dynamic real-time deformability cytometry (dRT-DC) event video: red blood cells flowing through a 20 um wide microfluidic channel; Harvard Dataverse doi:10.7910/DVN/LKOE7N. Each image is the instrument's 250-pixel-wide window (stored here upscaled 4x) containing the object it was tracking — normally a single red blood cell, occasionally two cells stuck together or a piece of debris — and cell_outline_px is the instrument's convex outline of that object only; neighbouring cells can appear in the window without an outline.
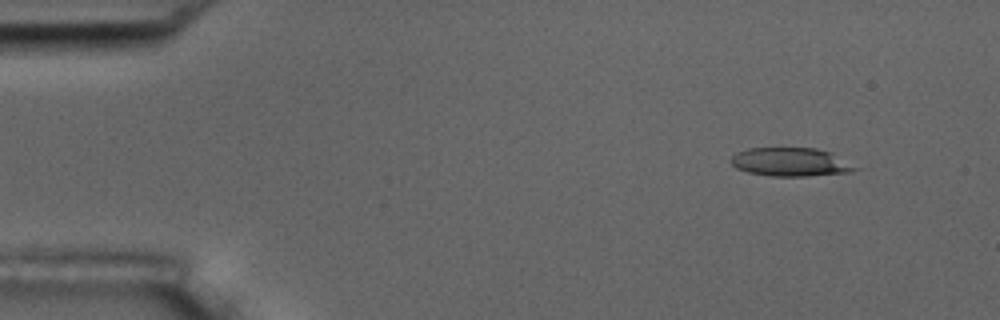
{"species": "common noctule bat (a hibernating species)", "species_latin": "Nyctalus noctula", "temperature_condition": "room temperature", "stored_images_in_passage": 4, "camera_frame_rate_fps": 3000, "um_per_image_px": 0.085, "animal": {"sex": "male", "body_mass_g": 17.5, "forearm_length_mm": 52.3}, "frame": {"image": 1, "passage_image": 2, "time_ms": 1.333, "image_size_px": [1000, 320], "cell_outline_px": [[860, 168], [848, 172], [808, 176], [772, 176], [748, 172], [736, 168], [728, 160], [736, 152], [748, 148], [816, 148], [832, 152]], "centroid_in_image_um": [67.19, 13.76], "position_along_channel_um": 17.8, "area_um2": 20.75}}